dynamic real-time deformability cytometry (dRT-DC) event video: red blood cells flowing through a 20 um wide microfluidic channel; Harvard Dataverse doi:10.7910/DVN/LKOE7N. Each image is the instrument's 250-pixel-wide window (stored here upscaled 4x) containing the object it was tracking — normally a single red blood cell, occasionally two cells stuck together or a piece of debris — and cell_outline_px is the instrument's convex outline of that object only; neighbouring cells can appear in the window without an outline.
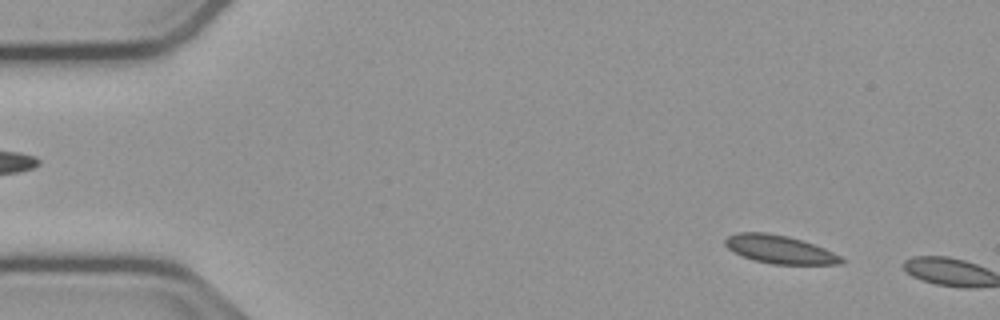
{"species": "common noctule bat (a hibernating species)", "species_latin": "Nyctalus noctula", "temperature_condition": "cold", "stored_images_in_passage": 6, "camera_frame_rate_fps": 3000, "um_per_image_px": 0.085, "animal": {"sex": "male", "body_mass_g": 23.1, "forearm_length_mm": 52.7}, "frame": {"image": 1, "passage_image": 5, "time_ms": 1.333, "image_size_px": [1000, 320], "cell_outline_px": [[844, 260], [840, 264], [772, 264], [752, 260], [728, 248], [724, 244], [724, 240], [728, 236], [736, 232], [768, 232], [788, 236], [824, 248], [840, 256]], "centroid_in_image_um": [66.23, 21.19], "position_along_channel_um": 18.8, "area_um2": 18.9}}